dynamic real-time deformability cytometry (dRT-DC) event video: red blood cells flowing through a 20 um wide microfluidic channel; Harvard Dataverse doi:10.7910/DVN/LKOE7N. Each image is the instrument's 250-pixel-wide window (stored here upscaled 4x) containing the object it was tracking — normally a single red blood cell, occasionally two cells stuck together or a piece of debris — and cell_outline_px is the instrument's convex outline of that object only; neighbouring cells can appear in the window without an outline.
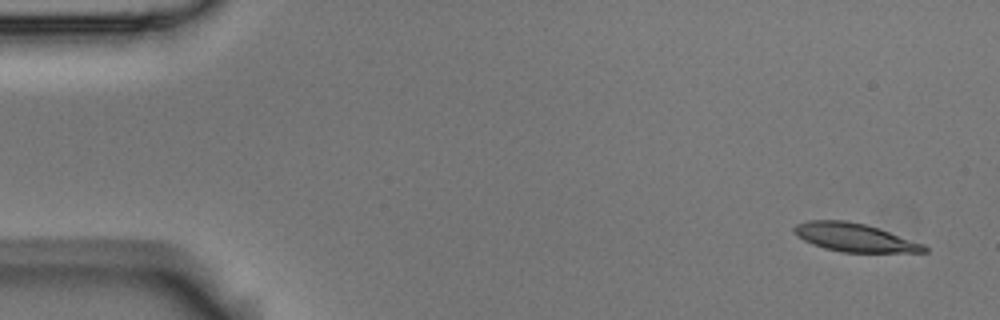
{"species": "Egyptian fruit bat (a non-hibernating species)", "species_latin": "Rousettus aegyptiacus", "temperature_condition": "room temperature", "stored_images_in_passage": 4, "camera_frame_rate_fps": 3000, "um_per_image_px": 0.085, "animal": {"sex": "male"}, "frame": {"image": 1, "passage_image": 1, "time_ms": 0.0, "image_size_px": [1000, 320], "cell_outline_px": [[928, 252], [840, 252], [824, 248], [812, 244], [796, 236], [792, 232], [792, 228], [796, 224], [808, 220], [844, 220], [864, 224], [880, 228], [924, 244], [928, 248]], "centroid_in_image_um": [72.61, 20.18], "position_along_channel_um": 12.4, "area_um2": 21.62}}
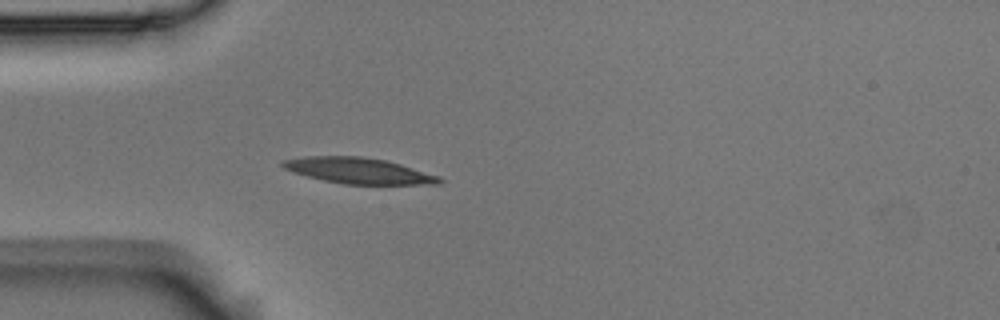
{"frame": {"image": 2, "passage_image": 4, "time_ms": 1.0, "image_size_px": [1000, 320], "cell_outline_px": [[444, 180], [440, 184], [344, 184], [324, 180], [292, 172], [284, 168], [280, 164], [280, 160], [304, 156], [360, 156], [384, 160], [400, 164], [440, 176]], "centroid_in_image_um": [30.46, 14.5], "position_along_channel_um": 54.5, "area_um2": 23.58}}